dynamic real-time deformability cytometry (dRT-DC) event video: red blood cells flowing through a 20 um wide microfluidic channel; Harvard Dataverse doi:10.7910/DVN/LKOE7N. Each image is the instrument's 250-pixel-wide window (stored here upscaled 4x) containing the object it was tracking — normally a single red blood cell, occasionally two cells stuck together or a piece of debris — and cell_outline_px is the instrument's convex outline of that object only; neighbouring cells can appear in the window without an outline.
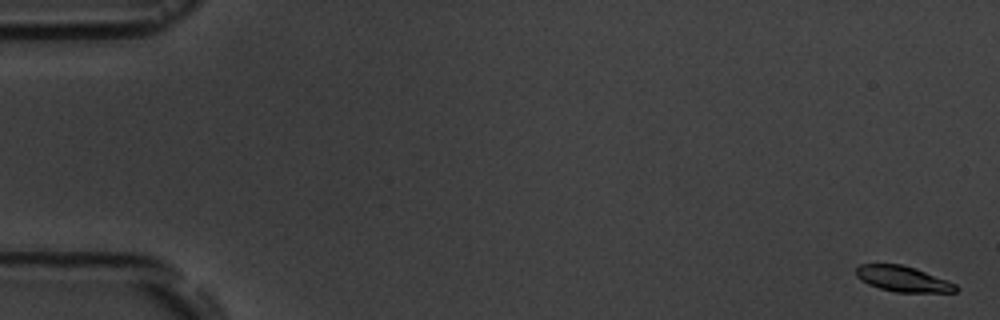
{"species": "common noctule bat (a hibernating species)", "species_latin": "Nyctalus noctula", "temperature_condition": "room temperature", "stored_images_in_passage": 57, "camera_frame_rate_fps": 3000, "um_per_image_px": 0.085, "animal": {"sex": "male", "body_mass_g": 19.5, "forearm_length_mm": 54.6}, "frame": {"image": 1, "passage_image": 1, "time_ms": 0.0, "image_size_px": [1000, 320], "cell_outline_px": [[960, 288], [956, 292], [896, 292], [880, 288], [868, 284], [860, 280], [856, 276], [856, 268], [860, 264], [900, 264], [916, 268], [956, 284]], "centroid_in_image_um": [76.75, 23.7], "position_along_channel_um": 8.3, "area_um2": 14.85}}
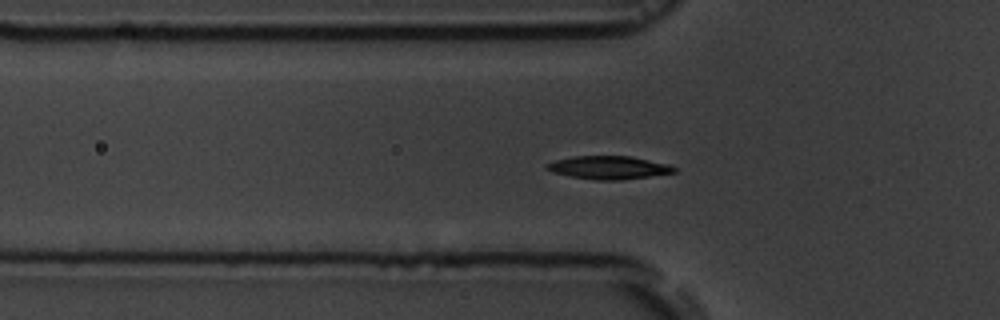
{"frame": {"image": 2, "passage_image": 19, "time_ms": 6.0, "image_size_px": [1000, 320], "cell_outline_px": [[676, 172], [620, 180], [596, 180], [568, 176], [552, 172], [544, 168], [548, 164], [556, 160], [572, 156], [632, 156], [668, 164], [676, 168]], "centroid_in_image_um": [51.72, 14.24], "position_along_channel_um": 74.1, "area_um2": 17.11}}
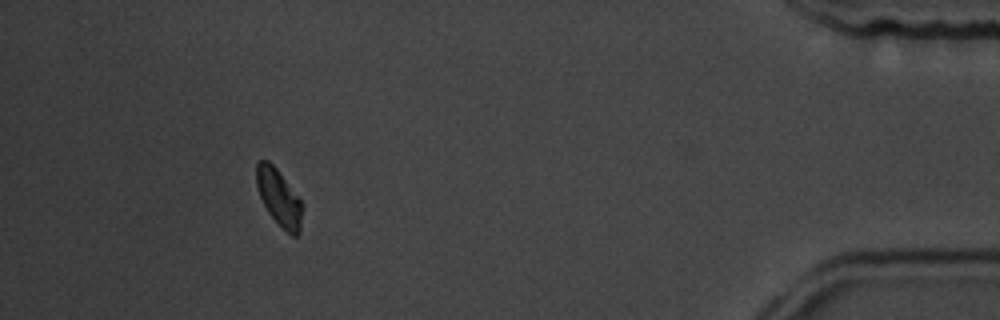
{"frame": {"image": 3, "passage_image": 52, "time_ms": 17.0, "image_size_px": [1000, 320], "cell_outline_px": [[304, 208], [300, 232], [296, 236], [292, 236], [268, 212], [260, 196], [256, 184], [256, 160], [268, 160], [276, 168], [304, 204]], "centroid_in_image_um": [23.73, 16.78], "position_along_channel_um": 411.5, "area_um2": 15.09}, "authors_computed_cell_mechanics": {"area_um2": 16.1262, "velocity_mm_per_s": 3.6079, "shape_relaxation_time_tau1_ms": 2.0978, "shape_relaxation_time_tau2_ms": null, "deformation_change_tau1": 0.1067, "deformation_change_tau2": null}}